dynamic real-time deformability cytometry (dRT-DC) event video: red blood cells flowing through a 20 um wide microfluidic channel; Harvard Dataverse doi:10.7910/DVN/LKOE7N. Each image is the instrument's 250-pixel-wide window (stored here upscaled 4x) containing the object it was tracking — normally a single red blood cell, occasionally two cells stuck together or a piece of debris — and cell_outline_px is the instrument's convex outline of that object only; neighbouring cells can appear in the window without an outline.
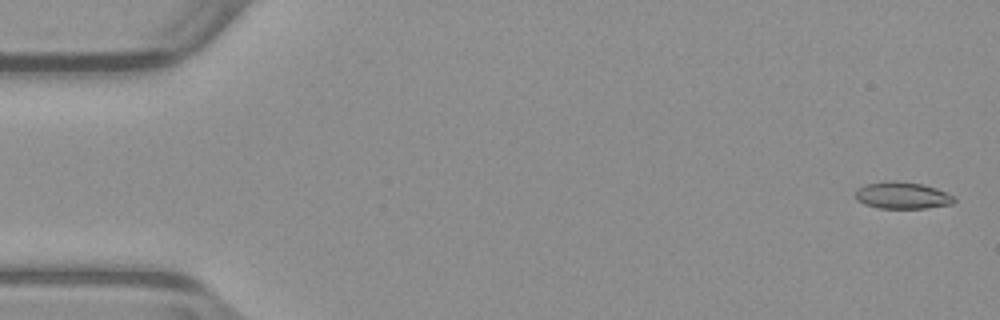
{"species": "common noctule bat (a hibernating species)", "species_latin": "Nyctalus noctula", "temperature_condition": "warm", "stored_images_in_passage": 51, "camera_frame_rate_fps": 3000, "um_per_image_px": 0.085, "animal": {"sex": "male", "body_mass_g": 23.1, "forearm_length_mm": 52.7}, "frame": {"image": 1, "passage_image": 2, "time_ms": 0.333, "image_size_px": [1000, 320], "cell_outline_px": [[956, 200], [952, 204], [924, 208], [880, 208], [864, 204], [856, 200], [856, 188], [864, 184], [892, 180], [896, 180], [920, 184], [936, 188], [948, 192]], "centroid_in_image_um": [76.67, 16.6], "position_along_channel_um": 8.3, "area_um2": 15.49}}
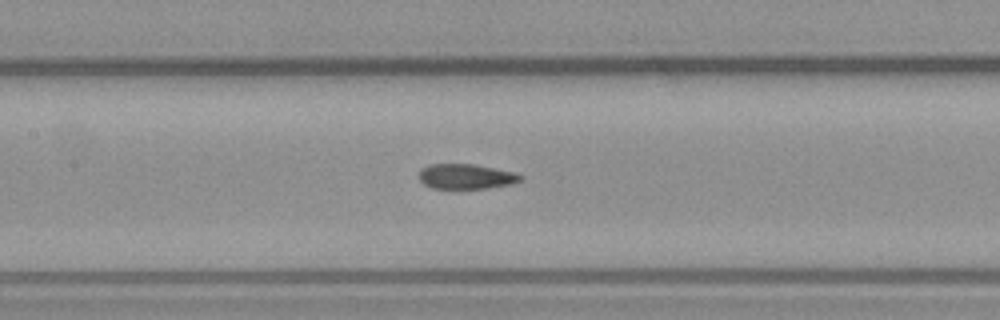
{"frame": {"image": 2, "passage_image": 25, "time_ms": 8.0, "image_size_px": [1000, 320], "cell_outline_px": [[524, 176], [520, 180], [512, 184], [488, 188], [432, 188], [424, 184], [420, 180], [420, 168], [428, 164], [472, 164], [516, 172]], "centroid_in_image_um": [39.62, 14.99], "position_along_channel_um": 167.8, "area_um2": 14.8}}
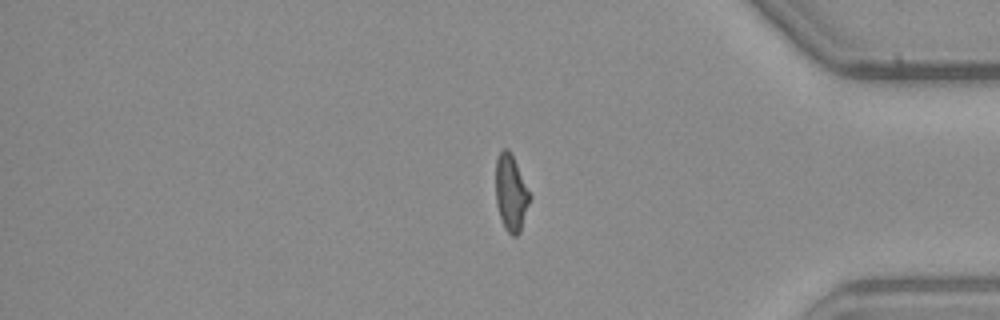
{"frame": {"image": 3, "passage_image": 44, "time_ms": 14.333, "image_size_px": [1000, 320], "cell_outline_px": [[532, 196], [520, 232], [516, 236], [512, 236], [504, 228], [496, 204], [496, 160], [500, 152], [504, 148], [508, 148]], "centroid_in_image_um": [43.44, 16.43], "position_along_channel_um": 391.8, "area_um2": 15.09}}